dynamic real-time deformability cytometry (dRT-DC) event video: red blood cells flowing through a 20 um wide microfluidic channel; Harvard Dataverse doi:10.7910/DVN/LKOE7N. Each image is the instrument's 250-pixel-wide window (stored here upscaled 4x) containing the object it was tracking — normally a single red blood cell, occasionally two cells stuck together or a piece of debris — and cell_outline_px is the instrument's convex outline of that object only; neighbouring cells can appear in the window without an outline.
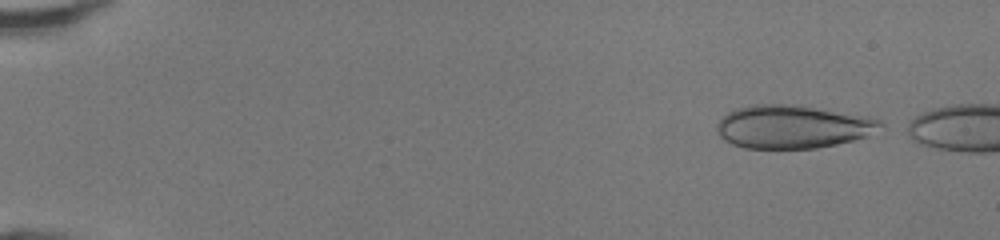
{"species": "human", "species_latin": "Homo sapiens", "temperature_condition": "room temperature", "stored_images_in_passage": 44, "camera_frame_rate_fps": 3000, "um_per_image_px": 0.085, "donor": {"sex": "female"}, "frame": {"image": 1, "passage_image": 1, "time_ms": 0.0, "image_size_px": [1000, 240], "cell_outline_px": [[884, 128], [868, 136], [836, 144], [816, 148], [744, 148], [732, 144], [724, 140], [716, 132], [716, 124], [728, 112], [736, 108], [752, 104], [792, 104], [880, 120], [884, 124]], "centroid_in_image_um": [67.32, 10.78], "position_along_channel_um": 17.7, "area_um2": 40.81}}
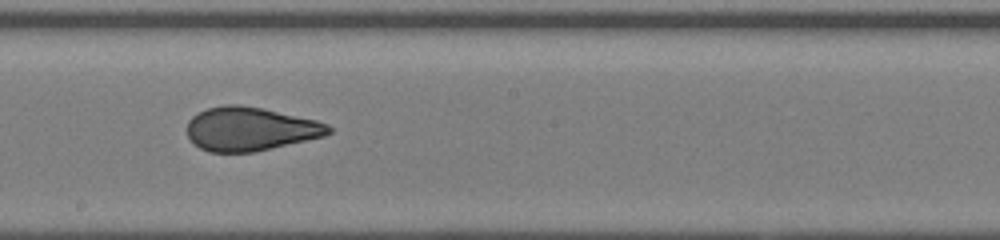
{"frame": {"image": 2, "passage_image": 25, "time_ms": 8.0, "image_size_px": [1000, 240], "cell_outline_px": [[332, 132], [324, 136], [252, 152], [208, 152], [200, 148], [188, 136], [188, 120], [192, 116], [208, 108], [224, 104], [240, 104], [264, 108], [316, 120], [328, 124], [332, 128]], "centroid_in_image_um": [21.27, 10.94], "position_along_channel_um": 226.9, "area_um2": 35.89}}
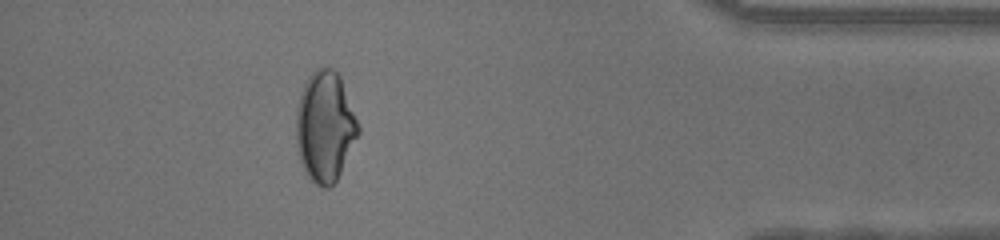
{"frame": {"image": 3, "passage_image": 40, "time_ms": 13.0, "image_size_px": [1000, 240], "cell_outline_px": [[360, 132], [336, 180], [328, 188], [324, 188], [316, 184], [308, 176], [300, 160], [296, 144], [296, 112], [300, 96], [304, 84], [308, 76], [316, 68], [332, 68], [340, 76], [360, 128]], "centroid_in_image_um": [27.61, 10.75], "position_along_channel_um": 407.6, "area_um2": 39.54}}